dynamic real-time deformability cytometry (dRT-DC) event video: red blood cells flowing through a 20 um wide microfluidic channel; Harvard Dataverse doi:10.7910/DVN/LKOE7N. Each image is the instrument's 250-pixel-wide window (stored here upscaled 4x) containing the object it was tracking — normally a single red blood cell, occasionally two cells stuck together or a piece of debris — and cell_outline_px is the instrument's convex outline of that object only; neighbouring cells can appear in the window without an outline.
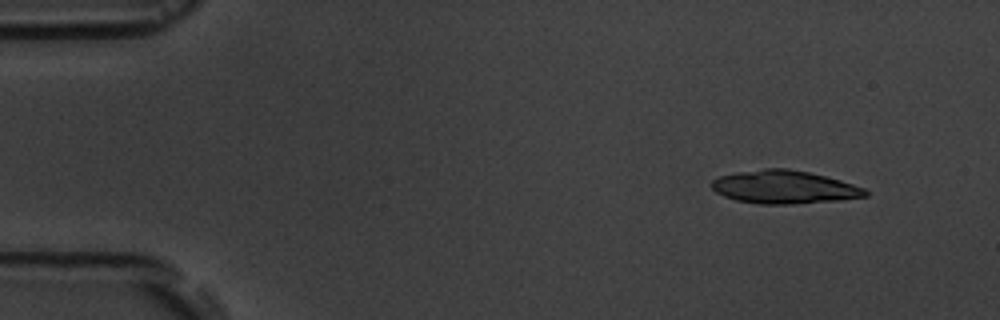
{"species": "common noctule bat (a hibernating species)", "species_latin": "Nyctalus noctula", "temperature_condition": "room temperature", "stored_images_in_passage": 4, "camera_frame_rate_fps": 3000, "um_per_image_px": 0.085, "animal": {"sex": "male", "body_mass_g": 19.5, "forearm_length_mm": 54.6}, "frame": {"image": 1, "passage_image": 1, "time_ms": 0.0, "image_size_px": [1000, 320], "cell_outline_px": [[868, 196], [836, 200], [792, 204], [760, 204], [736, 200], [724, 196], [716, 192], [712, 188], [712, 180], [720, 176], [736, 172], [764, 168], [788, 168], [808, 172], [840, 180], [864, 188], [868, 192]], "centroid_in_image_um": [66.63, 15.9], "position_along_channel_um": 18.4, "area_um2": 29.48}}
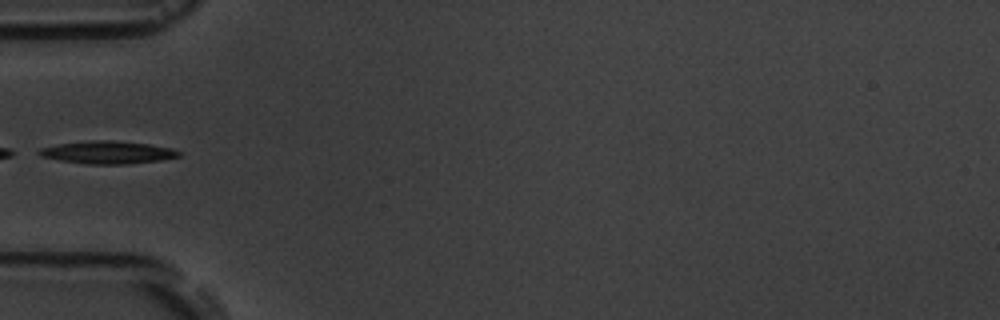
{"frame": {"image": 2, "passage_image": 4, "time_ms": 4.333, "image_size_px": [1000, 320], "cell_outline_px": [[180, 156], [160, 160], [128, 164], [84, 164], [60, 160], [40, 156], [32, 152], [40, 148], [56, 144], [92, 140], [112, 140], [148, 144], [172, 148], [180, 152]], "centroid_in_image_um": [9.08, 12.95], "position_along_channel_um": 75.9, "area_um2": 18.61}}